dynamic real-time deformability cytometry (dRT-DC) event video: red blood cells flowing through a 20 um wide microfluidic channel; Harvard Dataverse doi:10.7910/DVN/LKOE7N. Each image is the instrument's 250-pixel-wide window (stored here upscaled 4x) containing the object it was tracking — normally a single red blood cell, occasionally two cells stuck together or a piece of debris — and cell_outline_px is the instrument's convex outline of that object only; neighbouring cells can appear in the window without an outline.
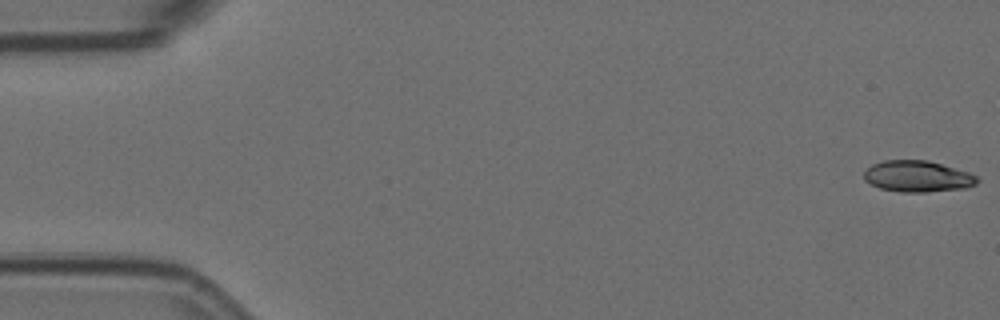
{"species": "Egyptian fruit bat (a non-hibernating species)", "species_latin": "Rousettus aegyptiacus", "temperature_condition": "room temperature", "stored_images_in_passage": 42, "camera_frame_rate_fps": 3000, "um_per_image_px": 0.085, "animal": {"sex": "female"}, "frame": {"image": 1, "passage_image": 1, "time_ms": 0.0, "image_size_px": [1000, 320], "cell_outline_px": [[980, 180], [976, 184], [968, 188], [924, 192], [900, 192], [880, 188], [864, 180], [864, 172], [872, 164], [884, 160], [928, 160], [968, 172], [976, 176]], "centroid_in_image_um": [78.0, 14.99], "position_along_channel_um": 7.0, "area_um2": 20.63}}
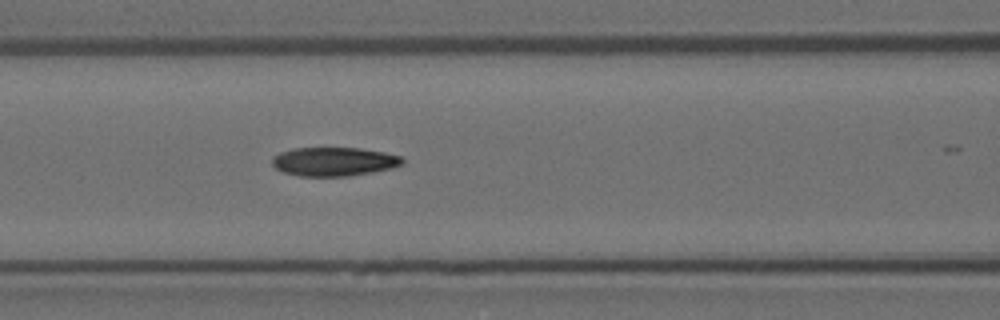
{"frame": {"image": 2, "passage_image": 24, "time_ms": 7.667, "image_size_px": [1000, 320], "cell_outline_px": [[404, 164], [392, 168], [372, 172], [348, 176], [300, 176], [284, 172], [276, 168], [272, 164], [272, 156], [280, 152], [292, 148], [360, 148], [384, 152], [400, 156], [404, 160]], "centroid_in_image_um": [28.38, 13.73], "position_along_channel_um": 138.2, "area_um2": 21.91}}
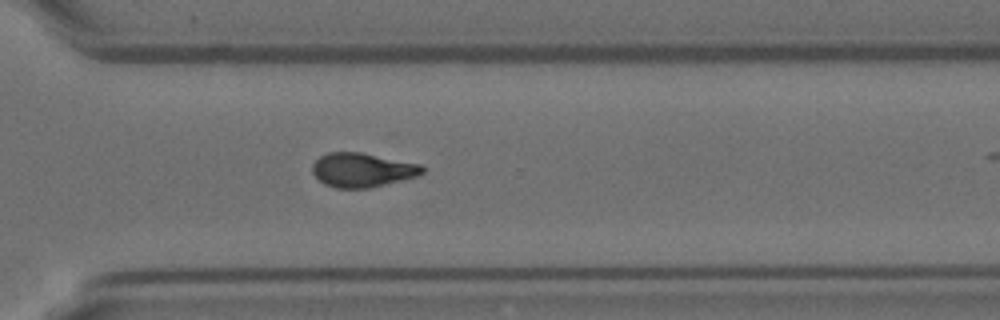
{"frame": {"image": 3, "passage_image": 41, "time_ms": 13.333, "image_size_px": [1000, 320], "cell_outline_px": [[424, 172], [416, 176], [368, 188], [336, 188], [324, 184], [312, 172], [312, 164], [320, 156], [328, 152], [360, 152], [420, 164], [424, 168]], "centroid_in_image_um": [30.76, 14.44], "position_along_channel_um": 339.8, "area_um2": 21.62}}